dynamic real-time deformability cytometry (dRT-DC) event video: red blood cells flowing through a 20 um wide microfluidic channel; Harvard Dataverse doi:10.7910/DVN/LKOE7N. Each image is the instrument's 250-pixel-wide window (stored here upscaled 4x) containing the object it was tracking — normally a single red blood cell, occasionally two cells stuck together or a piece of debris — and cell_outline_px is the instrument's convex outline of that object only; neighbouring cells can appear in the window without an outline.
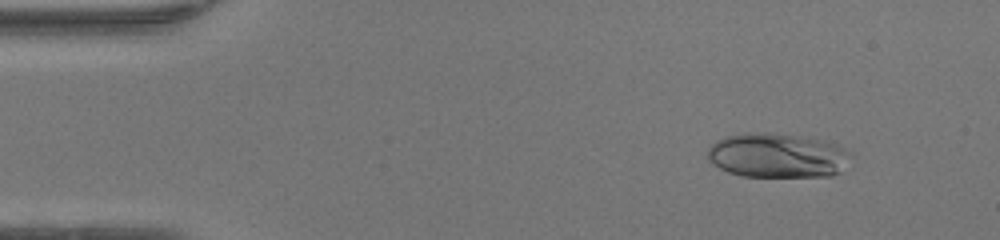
{"species": "human", "species_latin": "Homo sapiens", "temperature_condition": "warm", "stored_images_in_passage": 47, "camera_frame_rate_fps": 3000, "um_per_image_px": 0.085, "donor": {"sex": "female"}, "frame": {"image": 1, "passage_image": 4, "time_ms": 1.0, "image_size_px": [1000, 240], "cell_outline_px": [[852, 156], [840, 172], [832, 176], [744, 176], [728, 172], [712, 164], [708, 160], [708, 148], [716, 140], [728, 136], [744, 132], [776, 132], [824, 140], [836, 144], [844, 148]], "centroid_in_image_um": [66.07, 13.2], "position_along_channel_um": 18.9, "area_um2": 37.4}}
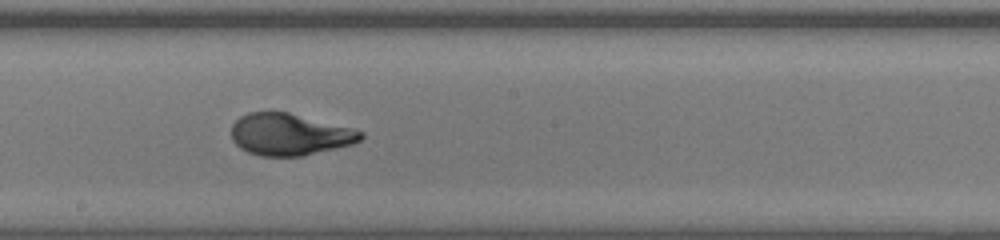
{"frame": {"image": 2, "passage_image": 25, "time_ms": 8.0, "image_size_px": [1000, 240], "cell_outline_px": [[364, 136], [360, 140], [352, 144], [304, 156], [260, 156], [248, 152], [240, 148], [232, 140], [232, 124], [240, 116], [248, 112], [288, 112], [356, 128], [364, 132]], "centroid_in_image_um": [24.64, 11.42], "position_along_channel_um": 223.6, "area_um2": 31.79}}
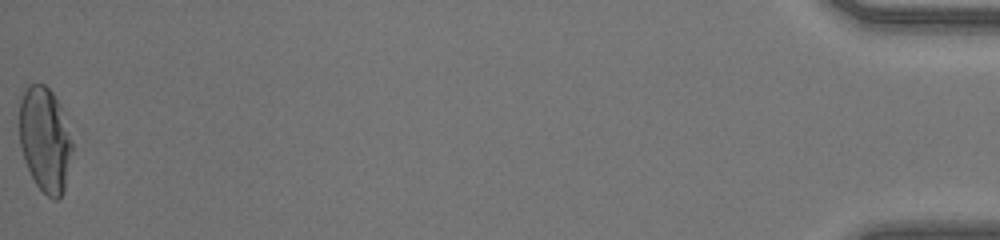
{"frame": {"image": 3, "passage_image": 47, "time_ms": 15.333, "image_size_px": [1000, 240], "cell_outline_px": [[72, 152], [64, 192], [56, 200], [52, 200], [36, 184], [24, 160], [20, 148], [20, 96], [24, 88], [28, 84], [44, 84], [52, 92], [60, 104], [72, 140]], "centroid_in_image_um": [3.82, 11.84], "position_along_channel_um": 431.4, "area_um2": 32.43}, "authors_computed_cell_mechanics": {"area_um2": 31.79, "velocity_mm_per_s": 4.2854, "shape_relaxation_time_tau1_ms": 5.7374, "shape_relaxation_time_tau2_ms": null, "deformation_change_tau1": 0.2676, "deformation_change_tau2": null}}